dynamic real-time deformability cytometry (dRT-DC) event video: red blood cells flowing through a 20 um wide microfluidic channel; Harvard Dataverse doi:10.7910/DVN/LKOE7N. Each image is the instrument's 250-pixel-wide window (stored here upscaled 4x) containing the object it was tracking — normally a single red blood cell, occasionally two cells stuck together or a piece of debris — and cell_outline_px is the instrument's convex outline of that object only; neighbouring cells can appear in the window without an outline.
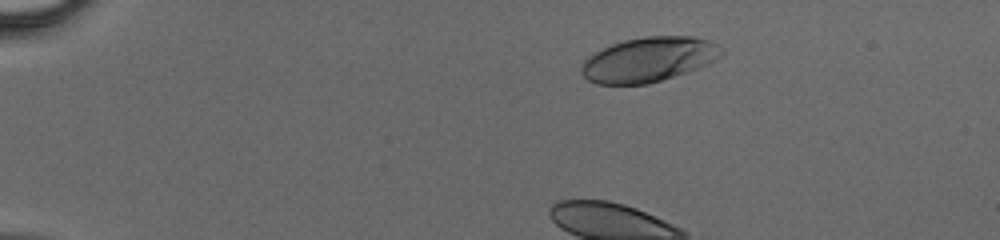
{"species": "human", "species_latin": "Homo sapiens", "temperature_condition": "cold", "stored_images_in_passage": 44, "camera_frame_rate_fps": 3000, "um_per_image_px": 0.085, "donor": {"sex": "male"}, "frame": {"image": 1, "passage_image": 7, "time_ms": 2.0, "image_size_px": [1000, 240], "cell_outline_px": [[724, 56], [708, 64], [648, 84], [596, 84], [588, 80], [580, 72], [580, 64], [588, 56], [612, 44], [624, 40], [644, 36], [692, 36], [708, 40], [724, 48]], "centroid_in_image_um": [55.14, 5.05], "position_along_channel_um": 29.9, "area_um2": 36.47}}